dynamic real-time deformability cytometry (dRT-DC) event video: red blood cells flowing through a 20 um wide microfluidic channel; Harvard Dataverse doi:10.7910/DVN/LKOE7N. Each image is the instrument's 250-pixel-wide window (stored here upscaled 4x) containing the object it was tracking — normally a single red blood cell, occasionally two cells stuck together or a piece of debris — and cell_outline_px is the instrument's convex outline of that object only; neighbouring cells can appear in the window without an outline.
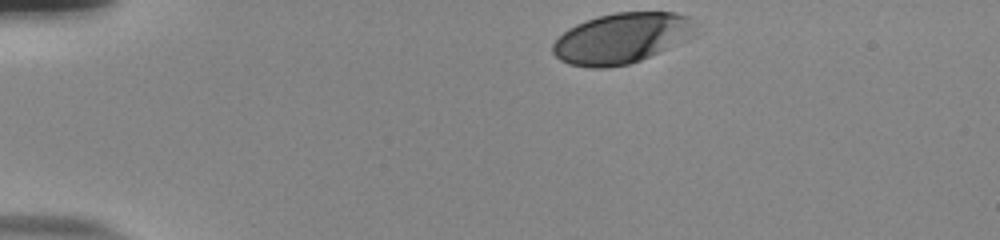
{"species": "human", "species_latin": "Homo sapiens", "temperature_condition": "room temperature", "stored_images_in_passage": 36, "camera_frame_rate_fps": 3000, "um_per_image_px": 0.085, "donor": {"sex": "male"}, "frame": {"image": 1, "passage_image": 1, "time_ms": 0.0, "image_size_px": [1000, 240], "cell_outline_px": [[696, 36], [688, 40], [660, 52], [640, 60], [628, 64], [604, 68], [588, 68], [568, 64], [560, 60], [552, 52], [552, 44], [568, 28], [576, 24], [596, 16], [616, 12], [676, 12], [688, 16], [692, 20], [696, 32]], "centroid_in_image_um": [52.86, 3.25], "position_along_channel_um": 32.1, "area_um2": 42.37}}
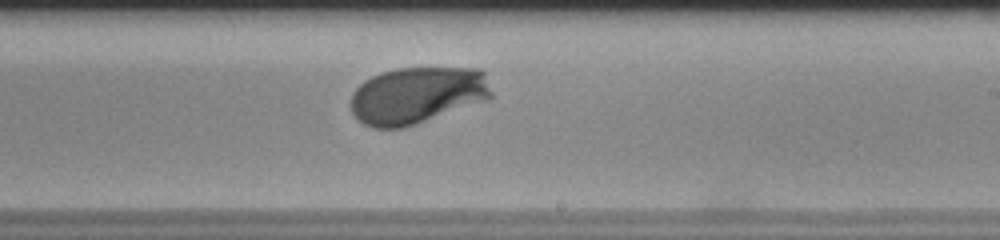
{"frame": {"image": 2, "passage_image": 24, "time_ms": 7.667, "image_size_px": [1000, 240], "cell_outline_px": [[492, 96], [488, 100], [404, 128], [372, 128], [364, 124], [352, 112], [352, 92], [364, 80], [380, 72], [396, 68], [480, 68], [484, 72], [492, 92]], "centroid_in_image_um": [35.47, 8.09], "position_along_channel_um": 253.5, "area_um2": 46.76}}
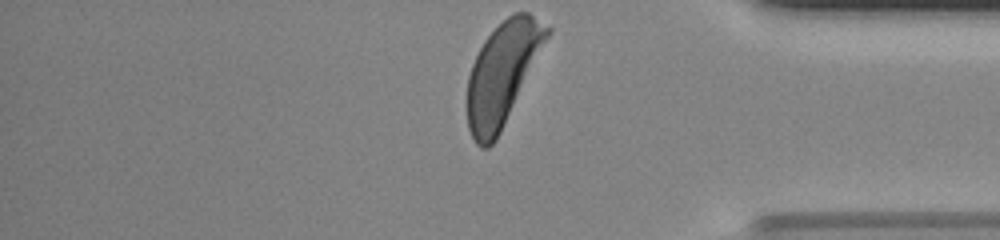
{"frame": {"image": 3, "passage_image": 36, "time_ms": 11.667, "image_size_px": [1000, 240], "cell_outline_px": [[552, 32], [496, 140], [488, 148], [480, 148], [476, 144], [468, 128], [468, 76], [472, 64], [484, 40], [508, 16], [516, 12], [528, 12], [552, 28]], "centroid_in_image_um": [42.73, 6.25], "position_along_channel_um": 392.5, "area_um2": 47.05}, "authors_computed_cell_mechanics": {"area_um2": 45.7198, "velocity_mm_per_s": 3.8353, "shape_relaxation_time_tau1_ms": 2.2001, "shape_relaxation_time_tau2_ms": null, "deformation_change_tau1": 0.1433, "deformation_change_tau2": null}}